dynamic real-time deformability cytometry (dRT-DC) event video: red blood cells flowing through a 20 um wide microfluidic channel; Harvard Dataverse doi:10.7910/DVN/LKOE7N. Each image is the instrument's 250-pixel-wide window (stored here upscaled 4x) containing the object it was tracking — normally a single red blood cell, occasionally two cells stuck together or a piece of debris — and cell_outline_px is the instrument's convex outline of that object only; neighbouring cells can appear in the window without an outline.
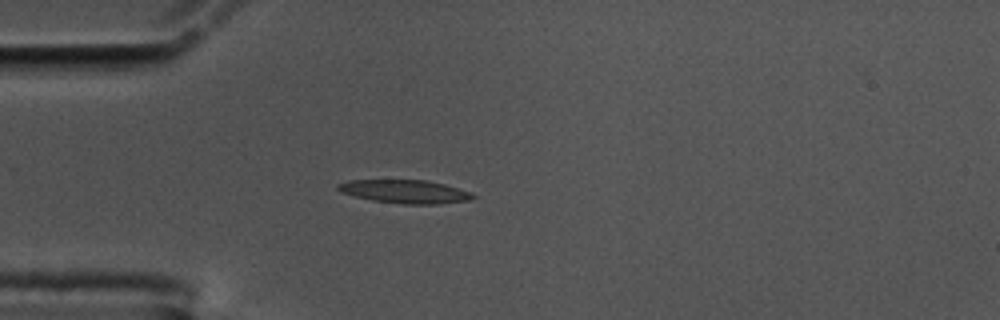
{"species": "common noctule bat (a hibernating species)", "species_latin": "Nyctalus noctula", "temperature_condition": "cold", "stored_images_in_passage": 42, "camera_frame_rate_fps": 3000, "um_per_image_px": 0.085, "animal": {"sex": "male", "body_mass_g": 17.5, "forearm_length_mm": 52.3}, "frame": {"image": 1, "passage_image": 1, "time_ms": 0.0, "image_size_px": [1000, 320], "cell_outline_px": [[476, 196], [468, 200], [436, 204], [404, 204], [372, 200], [340, 192], [336, 188], [336, 184], [348, 180], [428, 180], [444, 184], [472, 192]], "centroid_in_image_um": [34.41, 16.27], "position_along_channel_um": 50.6, "area_um2": 18.32}}
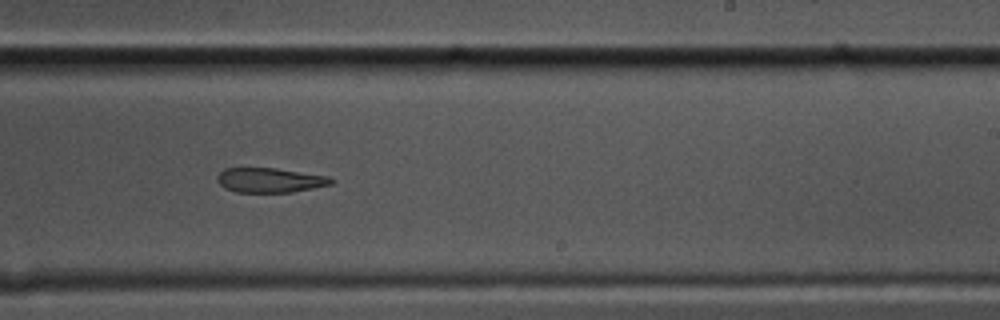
{"frame": {"image": 2, "passage_image": 20, "time_ms": 6.333, "image_size_px": [1000, 320], "cell_outline_px": [[336, 180], [332, 184], [292, 192], [236, 192], [224, 188], [216, 180], [216, 176], [224, 168], [276, 168], [328, 176]], "centroid_in_image_um": [22.93, 15.31], "position_along_channel_um": 266.1, "area_um2": 16.42}}
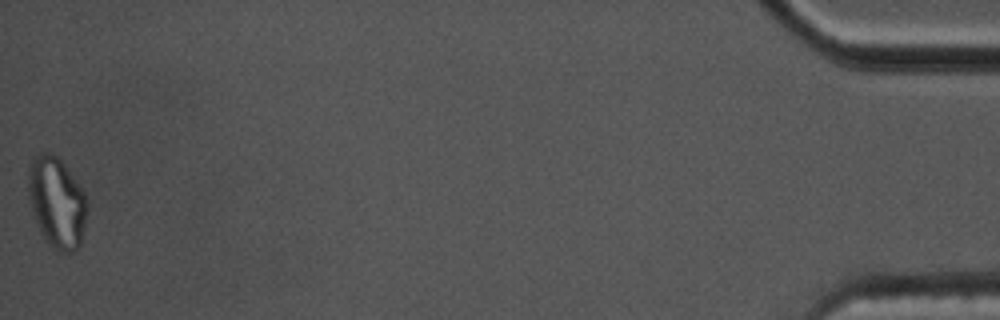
{"frame": {"image": 3, "passage_image": 42, "time_ms": 13.667, "image_size_px": [1000, 320], "cell_outline_px": [[88, 208], [80, 248], [72, 252], [60, 252], [52, 248], [48, 244], [40, 232], [28, 196], [28, 172], [32, 160], [36, 152], [52, 152], [64, 164], [84, 192], [88, 200]], "centroid_in_image_um": [4.84, 17.21], "position_along_channel_um": 430.4, "area_um2": 31.39}}